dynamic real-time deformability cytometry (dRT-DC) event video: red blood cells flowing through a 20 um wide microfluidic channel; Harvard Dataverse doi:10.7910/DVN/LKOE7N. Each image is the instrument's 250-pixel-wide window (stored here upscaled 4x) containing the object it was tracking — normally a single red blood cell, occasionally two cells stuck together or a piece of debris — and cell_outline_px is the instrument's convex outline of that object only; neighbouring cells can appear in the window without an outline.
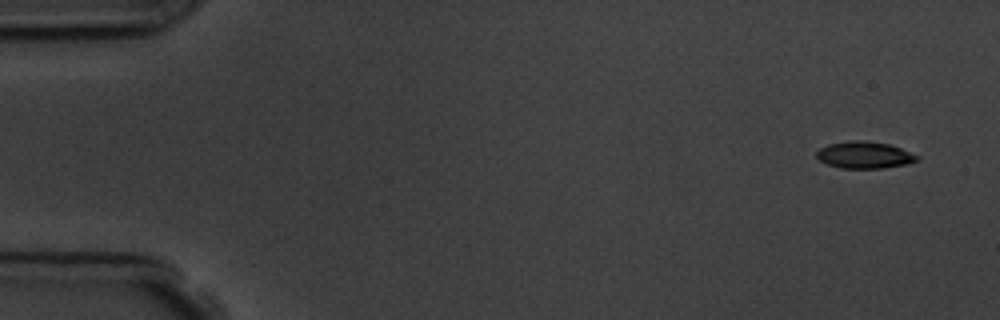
{"species": "common noctule bat (a hibernating species)", "species_latin": "Nyctalus noctula", "temperature_condition": "room temperature", "stored_images_in_passage": 6, "camera_frame_rate_fps": 3000, "um_per_image_px": 0.085, "animal": {"sex": "male", "body_mass_g": 19.5, "forearm_length_mm": 54.6}, "frame": {"image": 1, "passage_image": 1, "time_ms": 0.0, "image_size_px": [1000, 320], "cell_outline_px": [[920, 156], [916, 160], [908, 164], [884, 168], [840, 168], [828, 164], [820, 160], [816, 156], [816, 152], [820, 148], [828, 144], [848, 140], [860, 140], [888, 144], [900, 148]], "centroid_in_image_um": [73.46, 13.17], "position_along_channel_um": 11.5, "area_um2": 15.66}}
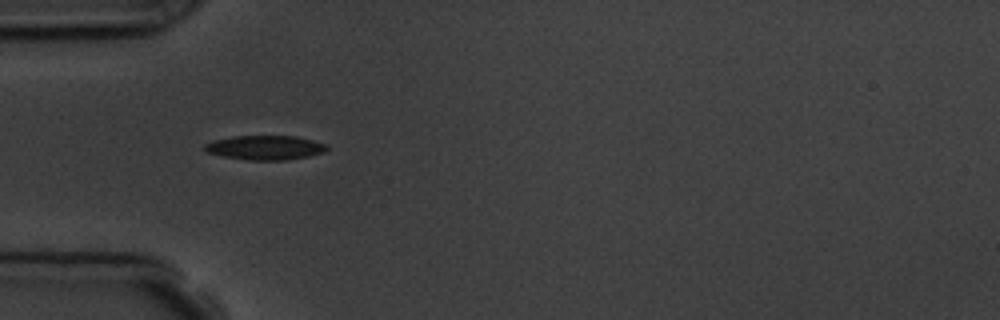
{"frame": {"image": 2, "passage_image": 5, "time_ms": 4.667, "image_size_px": [1000, 320], "cell_outline_px": [[328, 148], [324, 152], [308, 156], [288, 160], [248, 160], [224, 156], [208, 152], [204, 148], [204, 144], [212, 140], [232, 136], [296, 136], [328, 144]], "centroid_in_image_um": [22.55, 12.54], "position_along_channel_um": 62.4, "area_um2": 17.34}}